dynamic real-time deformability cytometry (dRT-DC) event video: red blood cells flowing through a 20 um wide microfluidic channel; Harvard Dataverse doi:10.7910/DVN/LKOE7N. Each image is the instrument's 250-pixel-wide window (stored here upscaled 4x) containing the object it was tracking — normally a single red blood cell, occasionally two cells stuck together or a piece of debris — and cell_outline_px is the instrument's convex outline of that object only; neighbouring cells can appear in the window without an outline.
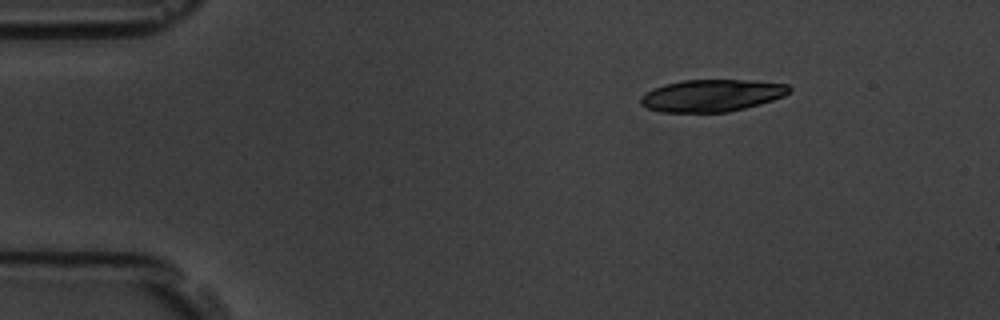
{"species": "common noctule bat (a hibernating species)", "species_latin": "Nyctalus noctula", "temperature_condition": "room temperature", "stored_images_in_passage": 3, "camera_frame_rate_fps": 3000, "um_per_image_px": 0.085, "animal": {"sex": "male", "body_mass_g": 19.5, "forearm_length_mm": 54.6}, "frame": {"image": 1, "passage_image": 1, "time_ms": 0.0, "image_size_px": [1000, 320], "cell_outline_px": [[792, 88], [784, 96], [760, 104], [728, 112], [660, 112], [648, 108], [640, 104], [640, 96], [652, 88], [664, 84], [680, 80], [744, 80], [788, 84]], "centroid_in_image_um": [60.46, 8.12], "position_along_channel_um": 24.5, "area_um2": 27.86}}